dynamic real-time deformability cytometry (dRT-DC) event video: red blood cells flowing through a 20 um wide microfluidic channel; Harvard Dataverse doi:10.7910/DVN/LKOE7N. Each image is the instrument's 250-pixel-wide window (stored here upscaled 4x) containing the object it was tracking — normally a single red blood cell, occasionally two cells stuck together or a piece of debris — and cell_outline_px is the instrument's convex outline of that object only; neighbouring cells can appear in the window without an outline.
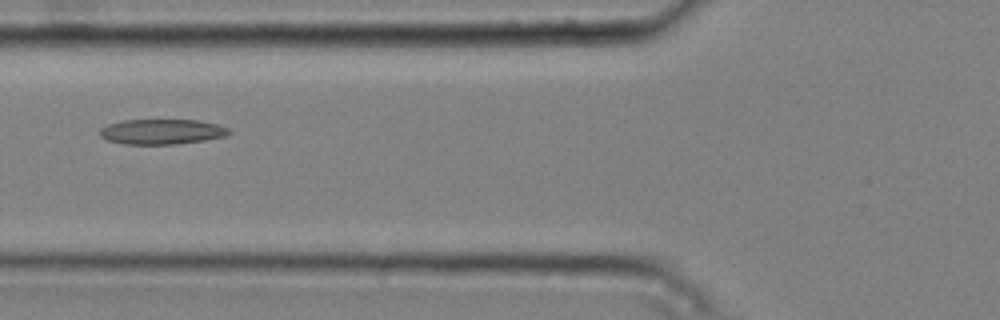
{"species": "common noctule bat (a hibernating species)", "species_latin": "Nyctalus noctula", "temperature_condition": "cold", "stored_images_in_passage": 5, "camera_frame_rate_fps": 3000, "um_per_image_px": 0.085, "animal": {"sex": "male", "body_mass_g": 20.4}, "frame": {"image": 1, "passage_image": 5, "time_ms": 1.333, "image_size_px": [1000, 320], "cell_outline_px": [[232, 132], [224, 136], [204, 140], [176, 144], [124, 144], [108, 140], [100, 136], [100, 128], [108, 124], [124, 120], [200, 120], [216, 124], [228, 128]], "centroid_in_image_um": [13.75, 11.19], "position_along_channel_um": 112.1, "area_um2": 18.84}}